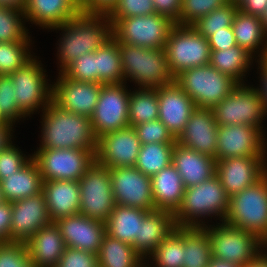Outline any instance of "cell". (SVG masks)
Masks as SVG:
<instances>
[{"mask_svg": "<svg viewBox=\"0 0 267 267\" xmlns=\"http://www.w3.org/2000/svg\"><path fill=\"white\" fill-rule=\"evenodd\" d=\"M52 29L64 30L58 49L60 73L81 55L95 52L113 37L112 23L107 14L80 12Z\"/></svg>", "mask_w": 267, "mask_h": 267, "instance_id": "cell-1", "label": "cell"}, {"mask_svg": "<svg viewBox=\"0 0 267 267\" xmlns=\"http://www.w3.org/2000/svg\"><path fill=\"white\" fill-rule=\"evenodd\" d=\"M42 110L39 149H85L96 153L97 138L90 117L65 111L53 102Z\"/></svg>", "mask_w": 267, "mask_h": 267, "instance_id": "cell-2", "label": "cell"}, {"mask_svg": "<svg viewBox=\"0 0 267 267\" xmlns=\"http://www.w3.org/2000/svg\"><path fill=\"white\" fill-rule=\"evenodd\" d=\"M227 192L215 174L202 183L185 188L183 199L178 210L173 214L178 227H203L198 218L217 215L226 218L229 209Z\"/></svg>", "mask_w": 267, "mask_h": 267, "instance_id": "cell-3", "label": "cell"}, {"mask_svg": "<svg viewBox=\"0 0 267 267\" xmlns=\"http://www.w3.org/2000/svg\"><path fill=\"white\" fill-rule=\"evenodd\" d=\"M119 44L124 80L132 79L140 87L157 89L174 82L165 49Z\"/></svg>", "mask_w": 267, "mask_h": 267, "instance_id": "cell-4", "label": "cell"}, {"mask_svg": "<svg viewBox=\"0 0 267 267\" xmlns=\"http://www.w3.org/2000/svg\"><path fill=\"white\" fill-rule=\"evenodd\" d=\"M224 223L267 241V173L253 185L230 197Z\"/></svg>", "mask_w": 267, "mask_h": 267, "instance_id": "cell-5", "label": "cell"}, {"mask_svg": "<svg viewBox=\"0 0 267 267\" xmlns=\"http://www.w3.org/2000/svg\"><path fill=\"white\" fill-rule=\"evenodd\" d=\"M174 81L198 108H213L238 85L235 80L210 64L186 69L176 75Z\"/></svg>", "mask_w": 267, "mask_h": 267, "instance_id": "cell-6", "label": "cell"}, {"mask_svg": "<svg viewBox=\"0 0 267 267\" xmlns=\"http://www.w3.org/2000/svg\"><path fill=\"white\" fill-rule=\"evenodd\" d=\"M164 49L168 67L174 77L186 69L210 64L208 39L192 26L176 24Z\"/></svg>", "mask_w": 267, "mask_h": 267, "instance_id": "cell-7", "label": "cell"}, {"mask_svg": "<svg viewBox=\"0 0 267 267\" xmlns=\"http://www.w3.org/2000/svg\"><path fill=\"white\" fill-rule=\"evenodd\" d=\"M203 227L209 235L213 258L241 266L249 264L262 252L263 242L253 233L224 222L217 227L210 228L206 224Z\"/></svg>", "mask_w": 267, "mask_h": 267, "instance_id": "cell-8", "label": "cell"}, {"mask_svg": "<svg viewBox=\"0 0 267 267\" xmlns=\"http://www.w3.org/2000/svg\"><path fill=\"white\" fill-rule=\"evenodd\" d=\"M175 25L168 17L157 13L126 17L112 26V35L118 43L161 49Z\"/></svg>", "mask_w": 267, "mask_h": 267, "instance_id": "cell-9", "label": "cell"}, {"mask_svg": "<svg viewBox=\"0 0 267 267\" xmlns=\"http://www.w3.org/2000/svg\"><path fill=\"white\" fill-rule=\"evenodd\" d=\"M218 125H250L262 131L265 114L263 100L257 88L238 84L233 91L213 108Z\"/></svg>", "mask_w": 267, "mask_h": 267, "instance_id": "cell-10", "label": "cell"}, {"mask_svg": "<svg viewBox=\"0 0 267 267\" xmlns=\"http://www.w3.org/2000/svg\"><path fill=\"white\" fill-rule=\"evenodd\" d=\"M80 214L106 222L116 205L108 167L94 162L79 179Z\"/></svg>", "mask_w": 267, "mask_h": 267, "instance_id": "cell-11", "label": "cell"}, {"mask_svg": "<svg viewBox=\"0 0 267 267\" xmlns=\"http://www.w3.org/2000/svg\"><path fill=\"white\" fill-rule=\"evenodd\" d=\"M32 155L43 181H79L95 162V154L85 149H38Z\"/></svg>", "mask_w": 267, "mask_h": 267, "instance_id": "cell-12", "label": "cell"}, {"mask_svg": "<svg viewBox=\"0 0 267 267\" xmlns=\"http://www.w3.org/2000/svg\"><path fill=\"white\" fill-rule=\"evenodd\" d=\"M126 84H107L90 117L96 138L129 126V97Z\"/></svg>", "mask_w": 267, "mask_h": 267, "instance_id": "cell-13", "label": "cell"}, {"mask_svg": "<svg viewBox=\"0 0 267 267\" xmlns=\"http://www.w3.org/2000/svg\"><path fill=\"white\" fill-rule=\"evenodd\" d=\"M37 61L32 58L23 67L9 74L14 86L16 103L27 116L41 106L45 109L52 102V86L47 85L44 69Z\"/></svg>", "mask_w": 267, "mask_h": 267, "instance_id": "cell-14", "label": "cell"}, {"mask_svg": "<svg viewBox=\"0 0 267 267\" xmlns=\"http://www.w3.org/2000/svg\"><path fill=\"white\" fill-rule=\"evenodd\" d=\"M110 175L116 204L155 210L150 176L135 167L111 168Z\"/></svg>", "mask_w": 267, "mask_h": 267, "instance_id": "cell-15", "label": "cell"}, {"mask_svg": "<svg viewBox=\"0 0 267 267\" xmlns=\"http://www.w3.org/2000/svg\"><path fill=\"white\" fill-rule=\"evenodd\" d=\"M263 131L250 125H218L216 161L229 157H266Z\"/></svg>", "mask_w": 267, "mask_h": 267, "instance_id": "cell-16", "label": "cell"}, {"mask_svg": "<svg viewBox=\"0 0 267 267\" xmlns=\"http://www.w3.org/2000/svg\"><path fill=\"white\" fill-rule=\"evenodd\" d=\"M140 147L135 128L128 126L97 139L95 162L109 169L134 167Z\"/></svg>", "mask_w": 267, "mask_h": 267, "instance_id": "cell-17", "label": "cell"}, {"mask_svg": "<svg viewBox=\"0 0 267 267\" xmlns=\"http://www.w3.org/2000/svg\"><path fill=\"white\" fill-rule=\"evenodd\" d=\"M59 75L52 85V102L65 111L91 117L104 84L74 81L63 73Z\"/></svg>", "mask_w": 267, "mask_h": 267, "instance_id": "cell-18", "label": "cell"}, {"mask_svg": "<svg viewBox=\"0 0 267 267\" xmlns=\"http://www.w3.org/2000/svg\"><path fill=\"white\" fill-rule=\"evenodd\" d=\"M265 157H229L216 161V175L231 197L253 185L267 173Z\"/></svg>", "mask_w": 267, "mask_h": 267, "instance_id": "cell-19", "label": "cell"}, {"mask_svg": "<svg viewBox=\"0 0 267 267\" xmlns=\"http://www.w3.org/2000/svg\"><path fill=\"white\" fill-rule=\"evenodd\" d=\"M11 205L10 242H26L41 228L52 223L43 192L14 201Z\"/></svg>", "mask_w": 267, "mask_h": 267, "instance_id": "cell-20", "label": "cell"}, {"mask_svg": "<svg viewBox=\"0 0 267 267\" xmlns=\"http://www.w3.org/2000/svg\"><path fill=\"white\" fill-rule=\"evenodd\" d=\"M59 228L66 247L98 254L106 234L103 221L91 219L78 213L54 221Z\"/></svg>", "mask_w": 267, "mask_h": 267, "instance_id": "cell-21", "label": "cell"}, {"mask_svg": "<svg viewBox=\"0 0 267 267\" xmlns=\"http://www.w3.org/2000/svg\"><path fill=\"white\" fill-rule=\"evenodd\" d=\"M158 119L175 139L179 137L196 108L189 95L174 81L157 88Z\"/></svg>", "mask_w": 267, "mask_h": 267, "instance_id": "cell-22", "label": "cell"}, {"mask_svg": "<svg viewBox=\"0 0 267 267\" xmlns=\"http://www.w3.org/2000/svg\"><path fill=\"white\" fill-rule=\"evenodd\" d=\"M218 124L212 108L196 107L176 142L216 160Z\"/></svg>", "mask_w": 267, "mask_h": 267, "instance_id": "cell-23", "label": "cell"}, {"mask_svg": "<svg viewBox=\"0 0 267 267\" xmlns=\"http://www.w3.org/2000/svg\"><path fill=\"white\" fill-rule=\"evenodd\" d=\"M172 164L179 172L185 188L198 185L216 173L215 158L186 148L177 142L172 152Z\"/></svg>", "mask_w": 267, "mask_h": 267, "instance_id": "cell-24", "label": "cell"}, {"mask_svg": "<svg viewBox=\"0 0 267 267\" xmlns=\"http://www.w3.org/2000/svg\"><path fill=\"white\" fill-rule=\"evenodd\" d=\"M47 210L52 222L80 212V186L78 181H43Z\"/></svg>", "mask_w": 267, "mask_h": 267, "instance_id": "cell-25", "label": "cell"}, {"mask_svg": "<svg viewBox=\"0 0 267 267\" xmlns=\"http://www.w3.org/2000/svg\"><path fill=\"white\" fill-rule=\"evenodd\" d=\"M25 244L35 267H56L66 249L61 232L54 222L41 228Z\"/></svg>", "mask_w": 267, "mask_h": 267, "instance_id": "cell-26", "label": "cell"}, {"mask_svg": "<svg viewBox=\"0 0 267 267\" xmlns=\"http://www.w3.org/2000/svg\"><path fill=\"white\" fill-rule=\"evenodd\" d=\"M173 213L164 210L149 211L140 224L134 250L144 259L175 229ZM145 256V257H144Z\"/></svg>", "mask_w": 267, "mask_h": 267, "instance_id": "cell-27", "label": "cell"}, {"mask_svg": "<svg viewBox=\"0 0 267 267\" xmlns=\"http://www.w3.org/2000/svg\"><path fill=\"white\" fill-rule=\"evenodd\" d=\"M25 20L43 28H54L64 24L80 13L74 0H27Z\"/></svg>", "mask_w": 267, "mask_h": 267, "instance_id": "cell-28", "label": "cell"}, {"mask_svg": "<svg viewBox=\"0 0 267 267\" xmlns=\"http://www.w3.org/2000/svg\"><path fill=\"white\" fill-rule=\"evenodd\" d=\"M150 178L155 210L174 214L181 205L185 191L179 172L171 163Z\"/></svg>", "mask_w": 267, "mask_h": 267, "instance_id": "cell-29", "label": "cell"}, {"mask_svg": "<svg viewBox=\"0 0 267 267\" xmlns=\"http://www.w3.org/2000/svg\"><path fill=\"white\" fill-rule=\"evenodd\" d=\"M2 195L10 203L42 192L43 179L36 161L31 160L14 174L0 181Z\"/></svg>", "mask_w": 267, "mask_h": 267, "instance_id": "cell-30", "label": "cell"}, {"mask_svg": "<svg viewBox=\"0 0 267 267\" xmlns=\"http://www.w3.org/2000/svg\"><path fill=\"white\" fill-rule=\"evenodd\" d=\"M231 27L235 36L236 44L239 47L252 55L256 52L255 50L259 49L262 45L259 49H262V52L258 56L260 57L259 60H263L265 58L267 53V35L262 27L260 17L244 13L238 9L234 15ZM263 41L265 42V45Z\"/></svg>", "mask_w": 267, "mask_h": 267, "instance_id": "cell-31", "label": "cell"}, {"mask_svg": "<svg viewBox=\"0 0 267 267\" xmlns=\"http://www.w3.org/2000/svg\"><path fill=\"white\" fill-rule=\"evenodd\" d=\"M148 212L141 208L116 204L105 222L106 234L134 247V241L139 236L140 224Z\"/></svg>", "mask_w": 267, "mask_h": 267, "instance_id": "cell-32", "label": "cell"}, {"mask_svg": "<svg viewBox=\"0 0 267 267\" xmlns=\"http://www.w3.org/2000/svg\"><path fill=\"white\" fill-rule=\"evenodd\" d=\"M98 267H144L143 258L128 243L105 234L97 254Z\"/></svg>", "mask_w": 267, "mask_h": 267, "instance_id": "cell-33", "label": "cell"}, {"mask_svg": "<svg viewBox=\"0 0 267 267\" xmlns=\"http://www.w3.org/2000/svg\"><path fill=\"white\" fill-rule=\"evenodd\" d=\"M210 65L219 72L228 75L238 84H242L244 73L247 72L254 55L238 45L224 50H210Z\"/></svg>", "mask_w": 267, "mask_h": 267, "instance_id": "cell-34", "label": "cell"}, {"mask_svg": "<svg viewBox=\"0 0 267 267\" xmlns=\"http://www.w3.org/2000/svg\"><path fill=\"white\" fill-rule=\"evenodd\" d=\"M96 72L97 83H124L119 44L113 37L96 50Z\"/></svg>", "mask_w": 267, "mask_h": 267, "instance_id": "cell-35", "label": "cell"}, {"mask_svg": "<svg viewBox=\"0 0 267 267\" xmlns=\"http://www.w3.org/2000/svg\"><path fill=\"white\" fill-rule=\"evenodd\" d=\"M183 267H208L212 258L209 235L204 227H183Z\"/></svg>", "mask_w": 267, "mask_h": 267, "instance_id": "cell-36", "label": "cell"}, {"mask_svg": "<svg viewBox=\"0 0 267 267\" xmlns=\"http://www.w3.org/2000/svg\"><path fill=\"white\" fill-rule=\"evenodd\" d=\"M175 143L143 144L137 157L135 168L144 175L153 176L172 163Z\"/></svg>", "mask_w": 267, "mask_h": 267, "instance_id": "cell-37", "label": "cell"}, {"mask_svg": "<svg viewBox=\"0 0 267 267\" xmlns=\"http://www.w3.org/2000/svg\"><path fill=\"white\" fill-rule=\"evenodd\" d=\"M159 104L157 89L139 88L130 92L129 97V126L157 120Z\"/></svg>", "mask_w": 267, "mask_h": 267, "instance_id": "cell-38", "label": "cell"}, {"mask_svg": "<svg viewBox=\"0 0 267 267\" xmlns=\"http://www.w3.org/2000/svg\"><path fill=\"white\" fill-rule=\"evenodd\" d=\"M184 251L183 227L176 226L148 257H153V267H183Z\"/></svg>", "mask_w": 267, "mask_h": 267, "instance_id": "cell-39", "label": "cell"}, {"mask_svg": "<svg viewBox=\"0 0 267 267\" xmlns=\"http://www.w3.org/2000/svg\"><path fill=\"white\" fill-rule=\"evenodd\" d=\"M30 41L0 42V75H9L23 67L33 56Z\"/></svg>", "mask_w": 267, "mask_h": 267, "instance_id": "cell-40", "label": "cell"}, {"mask_svg": "<svg viewBox=\"0 0 267 267\" xmlns=\"http://www.w3.org/2000/svg\"><path fill=\"white\" fill-rule=\"evenodd\" d=\"M237 10L238 5L229 2L225 6L214 9L212 12L199 19L192 25V27L200 35H203L208 39L215 32H218L225 27H231Z\"/></svg>", "mask_w": 267, "mask_h": 267, "instance_id": "cell-41", "label": "cell"}, {"mask_svg": "<svg viewBox=\"0 0 267 267\" xmlns=\"http://www.w3.org/2000/svg\"><path fill=\"white\" fill-rule=\"evenodd\" d=\"M24 18L22 10L0 6V42L31 41L22 23Z\"/></svg>", "mask_w": 267, "mask_h": 267, "instance_id": "cell-42", "label": "cell"}, {"mask_svg": "<svg viewBox=\"0 0 267 267\" xmlns=\"http://www.w3.org/2000/svg\"><path fill=\"white\" fill-rule=\"evenodd\" d=\"M228 0H181L179 25L192 26L214 9L228 4Z\"/></svg>", "mask_w": 267, "mask_h": 267, "instance_id": "cell-43", "label": "cell"}, {"mask_svg": "<svg viewBox=\"0 0 267 267\" xmlns=\"http://www.w3.org/2000/svg\"><path fill=\"white\" fill-rule=\"evenodd\" d=\"M156 13L152 0H118L107 14L112 26L121 18L150 15Z\"/></svg>", "mask_w": 267, "mask_h": 267, "instance_id": "cell-44", "label": "cell"}, {"mask_svg": "<svg viewBox=\"0 0 267 267\" xmlns=\"http://www.w3.org/2000/svg\"><path fill=\"white\" fill-rule=\"evenodd\" d=\"M62 73L74 81L97 83L96 51L81 55Z\"/></svg>", "mask_w": 267, "mask_h": 267, "instance_id": "cell-45", "label": "cell"}, {"mask_svg": "<svg viewBox=\"0 0 267 267\" xmlns=\"http://www.w3.org/2000/svg\"><path fill=\"white\" fill-rule=\"evenodd\" d=\"M0 267H35L25 242L0 243Z\"/></svg>", "mask_w": 267, "mask_h": 267, "instance_id": "cell-46", "label": "cell"}, {"mask_svg": "<svg viewBox=\"0 0 267 267\" xmlns=\"http://www.w3.org/2000/svg\"><path fill=\"white\" fill-rule=\"evenodd\" d=\"M0 110L12 124L26 115L16 103L14 86L9 75H0Z\"/></svg>", "mask_w": 267, "mask_h": 267, "instance_id": "cell-47", "label": "cell"}, {"mask_svg": "<svg viewBox=\"0 0 267 267\" xmlns=\"http://www.w3.org/2000/svg\"><path fill=\"white\" fill-rule=\"evenodd\" d=\"M134 128L141 145L150 143H176V139L159 119L138 124Z\"/></svg>", "mask_w": 267, "mask_h": 267, "instance_id": "cell-48", "label": "cell"}, {"mask_svg": "<svg viewBox=\"0 0 267 267\" xmlns=\"http://www.w3.org/2000/svg\"><path fill=\"white\" fill-rule=\"evenodd\" d=\"M18 149L11 142L0 151V181L19 171L31 160L32 156L27 158Z\"/></svg>", "mask_w": 267, "mask_h": 267, "instance_id": "cell-49", "label": "cell"}, {"mask_svg": "<svg viewBox=\"0 0 267 267\" xmlns=\"http://www.w3.org/2000/svg\"><path fill=\"white\" fill-rule=\"evenodd\" d=\"M56 267H98L97 254L66 247Z\"/></svg>", "mask_w": 267, "mask_h": 267, "instance_id": "cell-50", "label": "cell"}, {"mask_svg": "<svg viewBox=\"0 0 267 267\" xmlns=\"http://www.w3.org/2000/svg\"><path fill=\"white\" fill-rule=\"evenodd\" d=\"M210 50H224L236 46L232 27H225L208 38Z\"/></svg>", "mask_w": 267, "mask_h": 267, "instance_id": "cell-51", "label": "cell"}, {"mask_svg": "<svg viewBox=\"0 0 267 267\" xmlns=\"http://www.w3.org/2000/svg\"><path fill=\"white\" fill-rule=\"evenodd\" d=\"M152 1L157 14L168 17L174 23L179 25L181 0H152Z\"/></svg>", "mask_w": 267, "mask_h": 267, "instance_id": "cell-52", "label": "cell"}, {"mask_svg": "<svg viewBox=\"0 0 267 267\" xmlns=\"http://www.w3.org/2000/svg\"><path fill=\"white\" fill-rule=\"evenodd\" d=\"M118 0H85L80 5L81 13L108 14Z\"/></svg>", "mask_w": 267, "mask_h": 267, "instance_id": "cell-53", "label": "cell"}, {"mask_svg": "<svg viewBox=\"0 0 267 267\" xmlns=\"http://www.w3.org/2000/svg\"><path fill=\"white\" fill-rule=\"evenodd\" d=\"M12 205L8 201L0 204V243L10 242Z\"/></svg>", "mask_w": 267, "mask_h": 267, "instance_id": "cell-54", "label": "cell"}, {"mask_svg": "<svg viewBox=\"0 0 267 267\" xmlns=\"http://www.w3.org/2000/svg\"><path fill=\"white\" fill-rule=\"evenodd\" d=\"M237 5L242 12L260 17L267 8V0H241Z\"/></svg>", "mask_w": 267, "mask_h": 267, "instance_id": "cell-55", "label": "cell"}, {"mask_svg": "<svg viewBox=\"0 0 267 267\" xmlns=\"http://www.w3.org/2000/svg\"><path fill=\"white\" fill-rule=\"evenodd\" d=\"M257 62H259L258 64L260 65V69H261V78L260 79L263 83H262V88H258V92L259 95L261 96L262 100H263V106H264V111L265 114L267 113V63L264 60H258Z\"/></svg>", "mask_w": 267, "mask_h": 267, "instance_id": "cell-56", "label": "cell"}, {"mask_svg": "<svg viewBox=\"0 0 267 267\" xmlns=\"http://www.w3.org/2000/svg\"><path fill=\"white\" fill-rule=\"evenodd\" d=\"M13 125H2L0 126V151L5 148L11 141V131Z\"/></svg>", "mask_w": 267, "mask_h": 267, "instance_id": "cell-57", "label": "cell"}, {"mask_svg": "<svg viewBox=\"0 0 267 267\" xmlns=\"http://www.w3.org/2000/svg\"><path fill=\"white\" fill-rule=\"evenodd\" d=\"M27 0H0L1 7L14 8L24 11Z\"/></svg>", "mask_w": 267, "mask_h": 267, "instance_id": "cell-58", "label": "cell"}, {"mask_svg": "<svg viewBox=\"0 0 267 267\" xmlns=\"http://www.w3.org/2000/svg\"><path fill=\"white\" fill-rule=\"evenodd\" d=\"M238 267H267V257L262 252L249 264L241 265Z\"/></svg>", "mask_w": 267, "mask_h": 267, "instance_id": "cell-59", "label": "cell"}, {"mask_svg": "<svg viewBox=\"0 0 267 267\" xmlns=\"http://www.w3.org/2000/svg\"><path fill=\"white\" fill-rule=\"evenodd\" d=\"M208 267H238V266L236 264L212 257Z\"/></svg>", "mask_w": 267, "mask_h": 267, "instance_id": "cell-60", "label": "cell"}, {"mask_svg": "<svg viewBox=\"0 0 267 267\" xmlns=\"http://www.w3.org/2000/svg\"><path fill=\"white\" fill-rule=\"evenodd\" d=\"M260 20H261L264 32L267 35V8H266L265 12L260 16Z\"/></svg>", "mask_w": 267, "mask_h": 267, "instance_id": "cell-61", "label": "cell"}, {"mask_svg": "<svg viewBox=\"0 0 267 267\" xmlns=\"http://www.w3.org/2000/svg\"><path fill=\"white\" fill-rule=\"evenodd\" d=\"M2 125H13L11 122H9L5 116L2 114L1 110H0V126Z\"/></svg>", "mask_w": 267, "mask_h": 267, "instance_id": "cell-62", "label": "cell"}, {"mask_svg": "<svg viewBox=\"0 0 267 267\" xmlns=\"http://www.w3.org/2000/svg\"><path fill=\"white\" fill-rule=\"evenodd\" d=\"M5 200L3 198V195H2V190H1V186H0V204L3 203Z\"/></svg>", "mask_w": 267, "mask_h": 267, "instance_id": "cell-63", "label": "cell"}, {"mask_svg": "<svg viewBox=\"0 0 267 267\" xmlns=\"http://www.w3.org/2000/svg\"><path fill=\"white\" fill-rule=\"evenodd\" d=\"M262 248H263V249H264V248H267V241L263 242V246H262ZM263 254L267 257V252H266V251H264Z\"/></svg>", "mask_w": 267, "mask_h": 267, "instance_id": "cell-64", "label": "cell"}, {"mask_svg": "<svg viewBox=\"0 0 267 267\" xmlns=\"http://www.w3.org/2000/svg\"><path fill=\"white\" fill-rule=\"evenodd\" d=\"M241 0H228V2L234 3V4H238Z\"/></svg>", "mask_w": 267, "mask_h": 267, "instance_id": "cell-65", "label": "cell"}, {"mask_svg": "<svg viewBox=\"0 0 267 267\" xmlns=\"http://www.w3.org/2000/svg\"><path fill=\"white\" fill-rule=\"evenodd\" d=\"M79 6L85 1V0H74Z\"/></svg>", "mask_w": 267, "mask_h": 267, "instance_id": "cell-66", "label": "cell"}, {"mask_svg": "<svg viewBox=\"0 0 267 267\" xmlns=\"http://www.w3.org/2000/svg\"><path fill=\"white\" fill-rule=\"evenodd\" d=\"M263 60L267 63V53H266V56Z\"/></svg>", "mask_w": 267, "mask_h": 267, "instance_id": "cell-67", "label": "cell"}]
</instances>
